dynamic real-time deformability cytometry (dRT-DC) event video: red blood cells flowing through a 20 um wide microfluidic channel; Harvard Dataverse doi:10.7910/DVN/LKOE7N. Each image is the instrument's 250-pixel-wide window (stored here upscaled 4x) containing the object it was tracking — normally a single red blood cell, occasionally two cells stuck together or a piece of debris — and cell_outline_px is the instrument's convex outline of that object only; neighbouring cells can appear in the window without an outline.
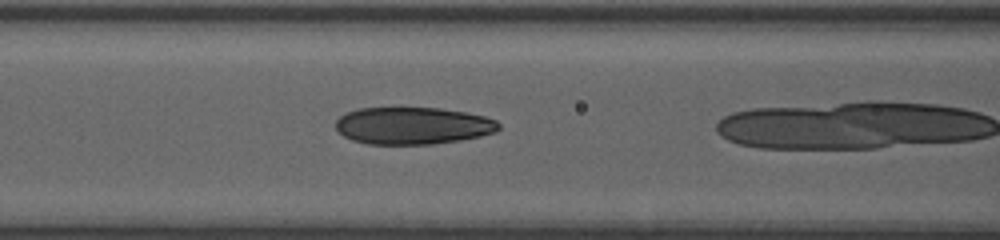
{"species": "human", "species_latin": "Homo sapiens", "temperature_condition": "room temperature", "stored_images_in_passage": 38, "camera_frame_rate_fps": 3000, "um_per_image_px": 0.085, "donor": {"sex": "female"}, "frame": {"image": 1, "passage_image": 20, "time_ms": 6.333, "image_size_px": [1000, 240], "cell_outline_px": [[500, 128], [496, 132], [480, 136], [460, 140], [432, 144], [368, 144], [352, 140], [344, 136], [336, 128], [336, 120], [340, 116], [348, 112], [360, 108], [440, 108], [464, 112], [484, 116], [496, 120], [500, 124]], "centroid_in_image_um": [35.1, 10.69], "position_along_channel_um": 131.5, "area_um2": 35.26}}
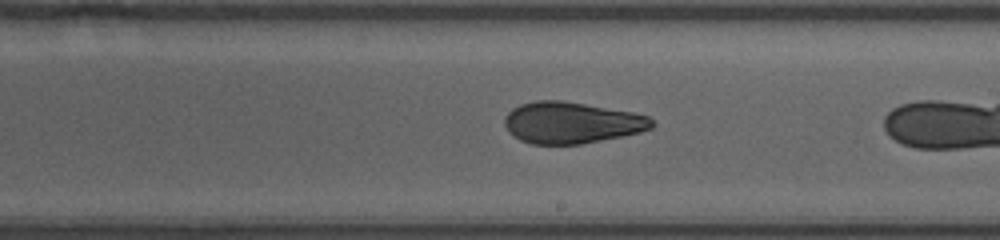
{"frame": {"image": 2, "passage_image": 28, "time_ms": 9.0, "image_size_px": [1000, 240], "cell_outline_px": [[656, 124], [652, 128], [640, 132], [580, 144], [532, 144], [520, 140], [512, 136], [508, 132], [504, 124], [504, 120], [508, 112], [512, 108], [520, 104], [536, 100], [560, 100], [632, 112], [648, 116]], "centroid_in_image_um": [48.54, 10.43], "position_along_channel_um": 240.5, "area_um2": 35.49}}
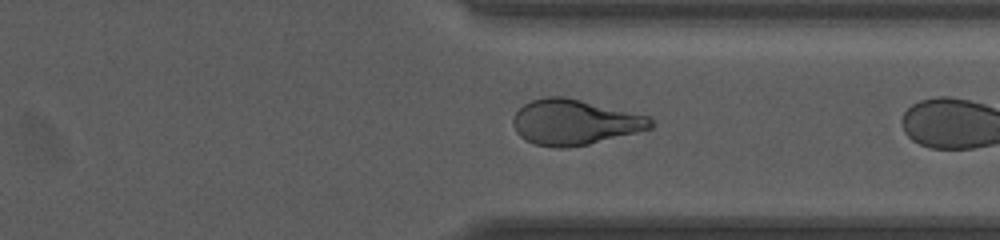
{"frame": {"image": 3, "passage_image": 37, "time_ms": 12.0, "image_size_px": [1000, 240], "cell_outline_px": [[656, 124], [652, 128], [588, 144], [564, 148], [556, 148], [536, 144], [524, 140], [516, 132], [512, 124], [512, 116], [524, 104], [532, 100], [548, 96], [564, 96], [648, 116]], "centroid_in_image_um": [48.8, 10.39], "position_along_channel_um": 362.6, "area_um2": 36.24}}